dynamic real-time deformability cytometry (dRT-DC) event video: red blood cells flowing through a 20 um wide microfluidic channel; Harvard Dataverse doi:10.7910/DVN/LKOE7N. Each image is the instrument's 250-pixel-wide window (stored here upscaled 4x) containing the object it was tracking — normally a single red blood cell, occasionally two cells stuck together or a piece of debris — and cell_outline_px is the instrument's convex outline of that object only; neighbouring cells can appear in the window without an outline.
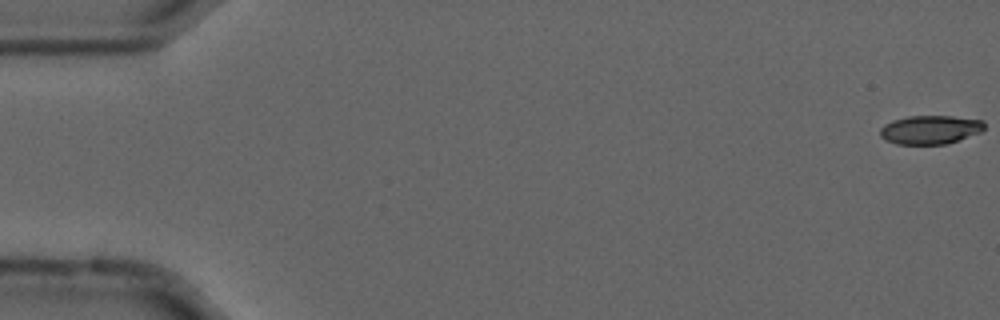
{"species": "common noctule bat (a hibernating species)", "species_latin": "Nyctalus noctula", "temperature_condition": "cold", "stored_images_in_passage": 16, "camera_frame_rate_fps": 3000, "um_per_image_px": 0.085, "animal": {"sex": "male", "forearm_length_mm": 52.5}, "frame": {"image": 1, "passage_image": 1, "time_ms": 0.0, "image_size_px": [1000, 320], "cell_outline_px": [[984, 128], [980, 132], [944, 144], [896, 144], [884, 140], [880, 136], [880, 128], [884, 124], [892, 120], [908, 116], [952, 116], [984, 120]], "centroid_in_image_um": [79.02, 11.01], "position_along_channel_um": 6.0, "area_um2": 17.4}}
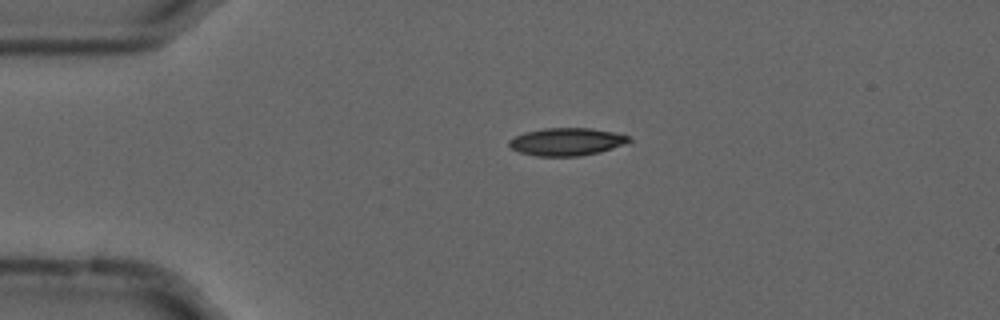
{"frame": {"image": 2, "passage_image": 13, "time_ms": 4.0, "image_size_px": [1000, 320], "cell_outline_px": [[632, 144], [600, 152], [580, 156], [536, 156], [520, 152], [512, 148], [508, 144], [508, 140], [524, 132], [544, 128], [592, 128], [612, 132], [628, 136], [632, 140]], "centroid_in_image_um": [48.23, 12.05], "position_along_channel_um": 36.8, "area_um2": 19.59}}